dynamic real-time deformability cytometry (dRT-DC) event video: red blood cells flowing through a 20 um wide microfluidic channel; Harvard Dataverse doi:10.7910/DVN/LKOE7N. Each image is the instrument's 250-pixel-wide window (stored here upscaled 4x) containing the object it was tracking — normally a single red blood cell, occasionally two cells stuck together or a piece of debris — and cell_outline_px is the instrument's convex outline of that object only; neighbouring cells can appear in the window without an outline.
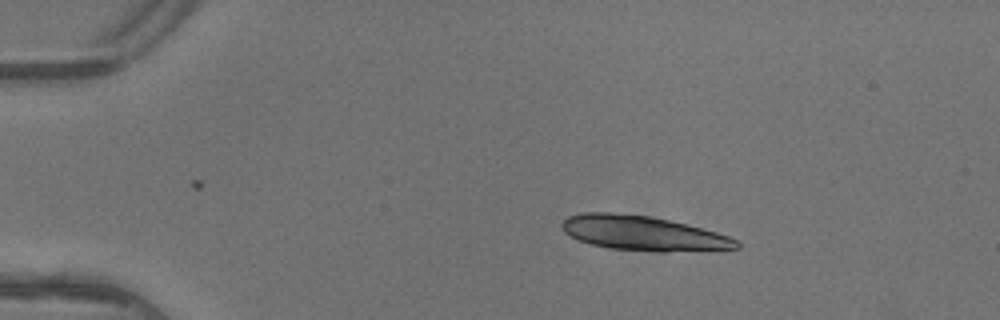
{"species": "common noctule bat (a hibernating species)", "species_latin": "Nyctalus noctula", "temperature_condition": "warm", "stored_images_in_passage": 8, "camera_frame_rate_fps": 3000, "um_per_image_px": 0.085, "animal": {"sex": "female"}, "frame": {"image": 1, "passage_image": 2, "time_ms": 0.333, "image_size_px": [1000, 320], "cell_outline_px": [[740, 248], [664, 252], [656, 252], [612, 248], [592, 244], [580, 240], [564, 232], [560, 224], [568, 216], [580, 212], [612, 212], [648, 216], [688, 224], [716, 232], [740, 240]], "centroid_in_image_um": [54.67, 19.82], "position_along_channel_um": 30.3, "area_um2": 35.14}}
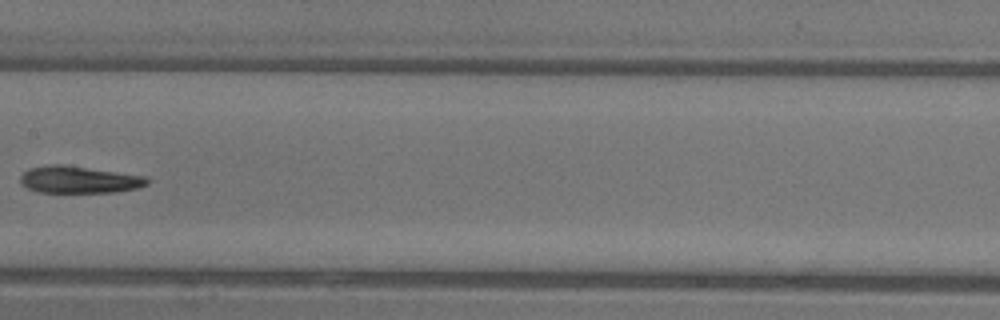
{"frame": {"image": 2, "passage_image": 7, "time_ms": 2.0, "image_size_px": [1000, 320], "cell_outline_px": [[148, 184], [140, 188], [116, 192], [40, 192], [28, 188], [20, 184], [20, 176], [28, 168], [48, 164], [64, 164], [148, 176]], "centroid_in_image_um": [6.74, 15.26], "position_along_channel_um": 200.7, "area_um2": 20.29}}
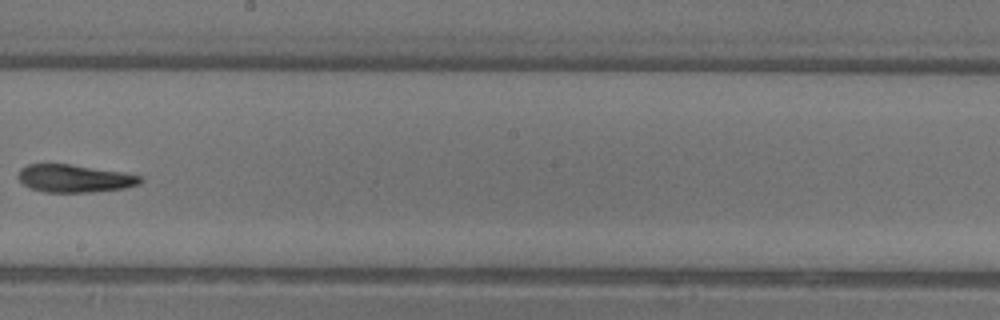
{"frame": {"image": 3, "passage_image": 8, "time_ms": 2.333, "image_size_px": [1000, 320], "cell_outline_px": [[144, 180], [140, 184], [124, 188], [92, 192], [44, 192], [32, 188], [24, 184], [16, 176], [20, 168], [28, 164], [72, 164], [120, 172], [140, 176]], "centroid_in_image_um": [6.31, 15.16], "position_along_channel_um": 241.9, "area_um2": 19.65}}